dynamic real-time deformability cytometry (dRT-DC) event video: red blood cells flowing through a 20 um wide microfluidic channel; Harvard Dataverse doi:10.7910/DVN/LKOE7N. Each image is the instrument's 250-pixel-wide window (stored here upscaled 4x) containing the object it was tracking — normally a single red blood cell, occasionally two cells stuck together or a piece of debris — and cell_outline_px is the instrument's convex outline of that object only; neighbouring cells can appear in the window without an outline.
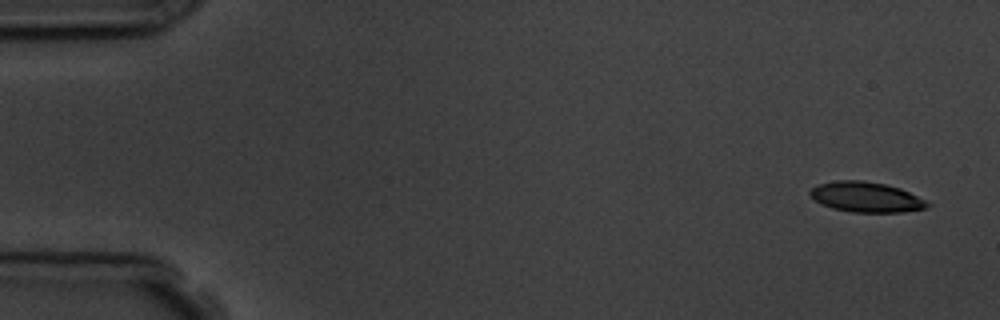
{"species": "common noctule bat (a hibernating species)", "species_latin": "Nyctalus noctula", "temperature_condition": "room temperature", "stored_images_in_passage": 4, "camera_frame_rate_fps": 3000, "um_per_image_px": 0.085, "animal": {"sex": "male", "body_mass_g": 19.5, "forearm_length_mm": 54.6}, "frame": {"image": 1, "passage_image": 1, "time_ms": 0.0, "image_size_px": [1000, 320], "cell_outline_px": [[932, 204], [924, 208], [900, 212], [852, 212], [832, 208], [820, 204], [808, 192], [816, 184], [836, 180], [860, 180], [884, 184], [900, 188]], "centroid_in_image_um": [73.57, 16.74], "position_along_channel_um": 11.4, "area_um2": 20.46}}
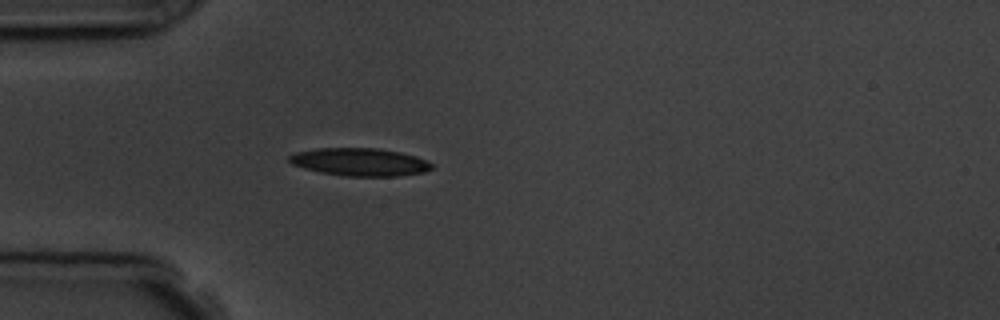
{"frame": {"image": 2, "passage_image": 4, "time_ms": 4.333, "image_size_px": [1000, 320], "cell_outline_px": [[432, 168], [424, 172], [396, 176], [344, 176], [320, 172], [304, 168], [292, 164], [288, 160], [288, 156], [296, 152], [316, 148], [376, 148], [400, 152], [416, 156], [432, 164]], "centroid_in_image_um": [30.55, 13.77], "position_along_channel_um": 54.4, "area_um2": 23.0}}